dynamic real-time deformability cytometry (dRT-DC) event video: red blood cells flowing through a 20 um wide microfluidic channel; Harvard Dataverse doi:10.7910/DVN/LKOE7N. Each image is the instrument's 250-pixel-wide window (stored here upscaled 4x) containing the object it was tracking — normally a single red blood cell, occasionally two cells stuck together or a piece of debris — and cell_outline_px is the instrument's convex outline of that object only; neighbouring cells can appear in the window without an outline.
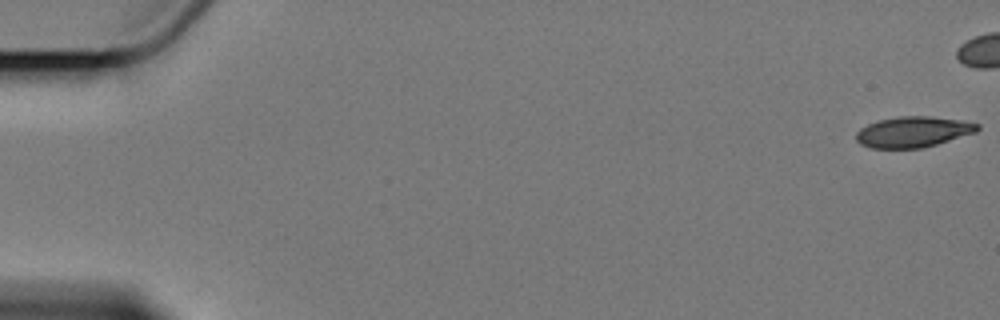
{"species": "Egyptian fruit bat (a non-hibernating species)", "species_latin": "Rousettus aegyptiacus", "temperature_condition": "cold", "stored_images_in_passage": 2, "camera_frame_rate_fps": 3000, "um_per_image_px": 0.085, "animal": {"sex": "female"}, "frame": {"image": 1, "passage_image": 1, "time_ms": 0.0, "image_size_px": [1000, 320], "cell_outline_px": [[980, 128], [976, 132], [936, 144], [920, 148], [872, 148], [860, 144], [856, 140], [856, 132], [860, 128], [868, 124], [880, 120], [900, 116], [928, 116], [960, 120], [980, 124]], "centroid_in_image_um": [77.6, 11.21], "position_along_channel_um": 7.4, "area_um2": 21.56}}